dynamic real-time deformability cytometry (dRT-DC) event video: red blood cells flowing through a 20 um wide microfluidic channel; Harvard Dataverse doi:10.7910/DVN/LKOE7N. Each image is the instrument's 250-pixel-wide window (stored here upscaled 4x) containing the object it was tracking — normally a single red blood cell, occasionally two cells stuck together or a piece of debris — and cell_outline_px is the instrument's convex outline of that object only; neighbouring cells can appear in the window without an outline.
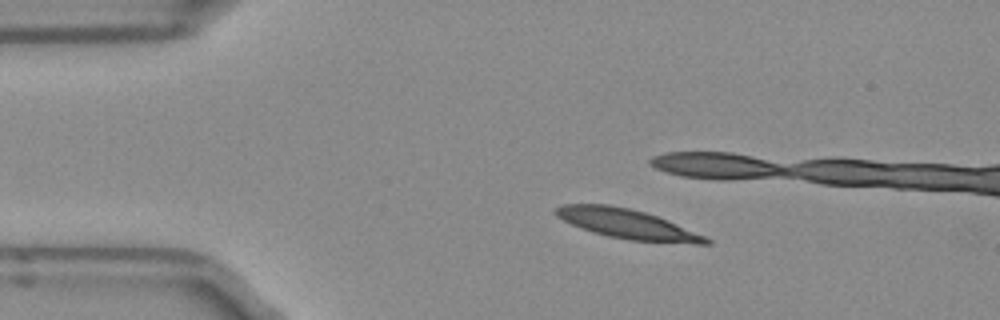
{"species": "Egyptian fruit bat (a non-hibernating species)", "species_latin": "Rousettus aegyptiacus", "temperature_condition": "room temperature", "stored_images_in_passage": 51, "camera_frame_rate_fps": 3000, "um_per_image_px": 0.085, "frame": {"image": 1, "passage_image": 8, "time_ms": 2.333, "image_size_px": [1000, 320], "cell_outline_px": [[712, 244], [696, 244], [628, 240], [608, 236], [592, 232], [580, 228], [556, 216], [552, 212], [556, 208], [564, 204], [608, 204], [628, 208], [644, 212], [656, 216], [704, 236], [712, 240]], "centroid_in_image_um": [53.28, 19.04], "position_along_channel_um": 31.7, "area_um2": 25.61}, "authors_computed_cell_mechanics": {"area_um2": 25.0852, "velocity_mm_per_s": 3.9043, "shape_relaxation_time_tau1_ms": 6.6438, "shape_relaxation_time_tau2_ms": 1.8723, "deformation_change_tau1": 0.2084, "deformation_change_tau2": 0.0888}}